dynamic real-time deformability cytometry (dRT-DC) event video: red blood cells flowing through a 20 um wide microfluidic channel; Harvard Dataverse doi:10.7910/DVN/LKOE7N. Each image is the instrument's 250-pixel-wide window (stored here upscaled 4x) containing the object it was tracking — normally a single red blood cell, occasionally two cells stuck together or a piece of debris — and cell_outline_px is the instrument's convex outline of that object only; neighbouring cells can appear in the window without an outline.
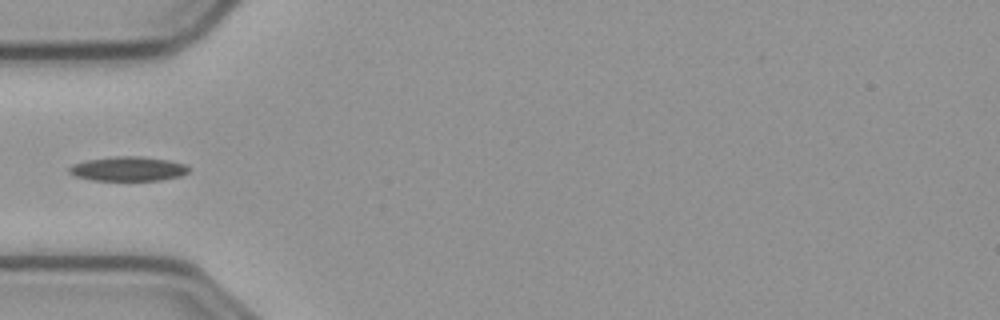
{"species": "common noctule bat (a hibernating species)", "species_latin": "Nyctalus noctula", "temperature_condition": "cold", "stored_images_in_passage": 3, "camera_frame_rate_fps": 3000, "um_per_image_px": 0.085, "animal": {"sex": "male", "body_mass_g": 23.1, "forearm_length_mm": 52.7}, "frame": {"image": 1, "passage_image": 1, "time_ms": 0.0, "image_size_px": [1000, 320], "cell_outline_px": [[188, 172], [180, 176], [160, 180], [92, 180], [76, 176], [68, 172], [68, 168], [72, 164], [88, 160], [116, 156], [140, 156], [168, 160], [184, 164], [188, 168]], "centroid_in_image_um": [10.87, 14.35], "position_along_channel_um": 74.1, "area_um2": 16.82}}